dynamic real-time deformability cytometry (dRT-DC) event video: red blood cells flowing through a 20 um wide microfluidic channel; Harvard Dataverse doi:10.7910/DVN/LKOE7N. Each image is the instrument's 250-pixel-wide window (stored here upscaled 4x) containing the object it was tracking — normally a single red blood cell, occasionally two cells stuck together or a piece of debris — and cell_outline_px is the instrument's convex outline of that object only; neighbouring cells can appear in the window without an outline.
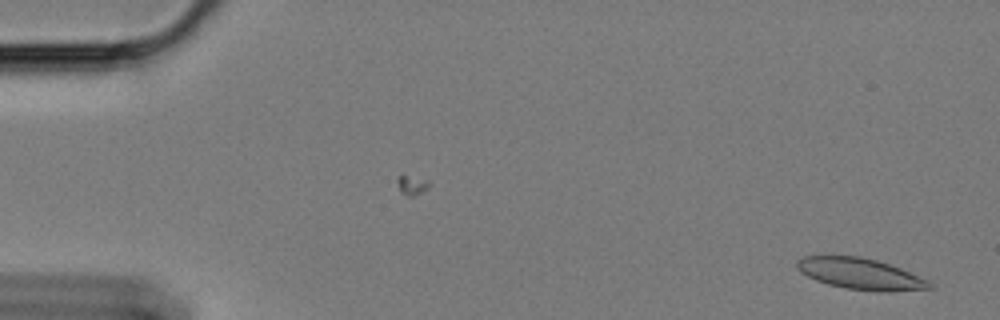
{"species": "Egyptian fruit bat (a non-hibernating species)", "species_latin": "Rousettus aegyptiacus", "temperature_condition": "cold", "stored_images_in_passage": 59, "camera_frame_rate_fps": 3000, "um_per_image_px": 0.085, "animal": {"sex": "female"}, "frame": {"image": 1, "passage_image": 3, "time_ms": 0.667, "image_size_px": [1000, 320], "cell_outline_px": [[936, 288], [888, 292], [876, 292], [844, 288], [828, 284], [816, 280], [800, 272], [796, 268], [796, 260], [804, 256], [860, 256], [876, 260], [900, 268], [928, 280]], "centroid_in_image_um": [73.14, 23.29], "position_along_channel_um": 11.9, "area_um2": 24.22}}
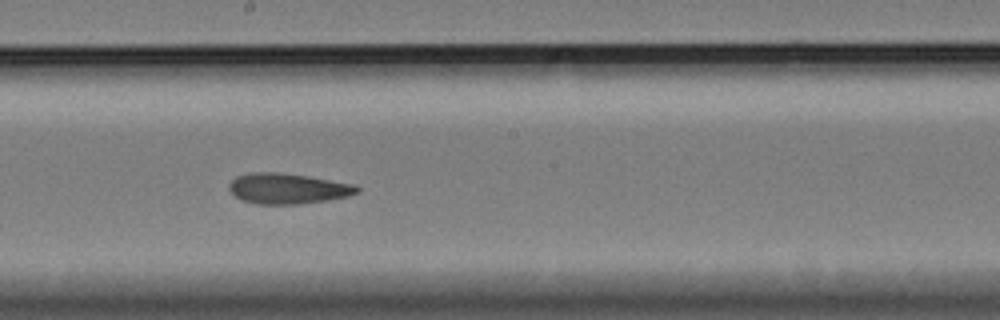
{"frame": {"image": 2, "passage_image": 33, "time_ms": 10.667, "image_size_px": [1000, 320], "cell_outline_px": [[360, 192], [348, 196], [328, 200], [296, 204], [256, 204], [240, 200], [228, 188], [228, 184], [236, 176], [252, 172], [276, 172], [308, 176], [356, 184], [360, 188]], "centroid_in_image_um": [24.47, 16.02], "position_along_channel_um": 223.7, "area_um2": 22.89}}
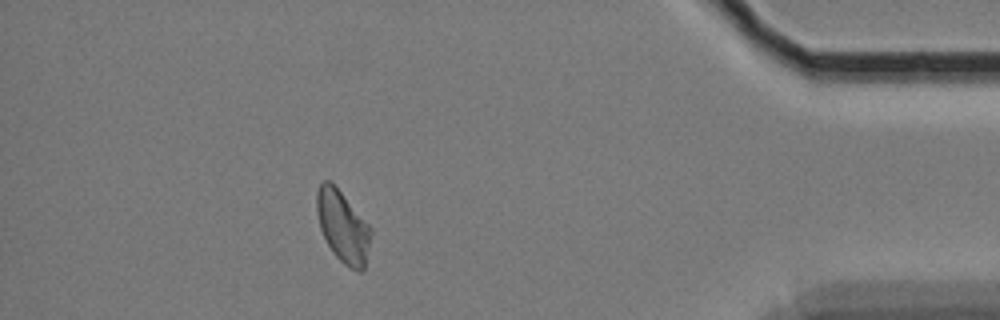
{"frame": {"image": 3, "passage_image": 53, "time_ms": 17.333, "image_size_px": [1000, 320], "cell_outline_px": [[372, 232], [364, 268], [360, 272], [356, 272], [344, 264], [332, 252], [320, 228], [316, 212], [316, 192], [320, 184], [324, 180], [328, 180], [340, 192], [372, 228]], "centroid_in_image_um": [29.13, 19.29], "position_along_channel_um": 406.1, "area_um2": 22.31}, "authors_computed_cell_mechanics": {"area_um2": 23.0044, "velocity_mm_per_s": 3.3934, "shape_relaxation_time_tau1_ms": null, "shape_relaxation_time_tau2_ms": 4.4562, "deformation_change_tau1": null, "deformation_change_tau2": 0.1146}}